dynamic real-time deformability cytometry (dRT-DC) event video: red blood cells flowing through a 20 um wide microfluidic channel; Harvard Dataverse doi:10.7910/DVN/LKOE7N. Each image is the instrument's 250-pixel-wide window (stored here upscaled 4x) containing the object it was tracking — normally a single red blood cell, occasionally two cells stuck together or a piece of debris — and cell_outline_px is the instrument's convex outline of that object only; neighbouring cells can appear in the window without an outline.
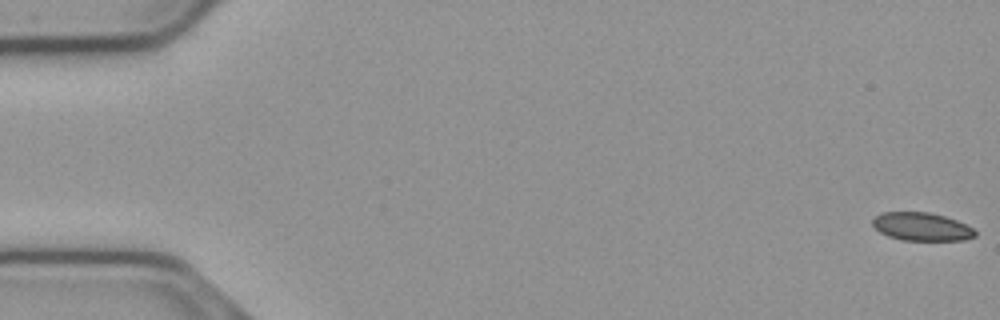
{"species": "common noctule bat (a hibernating species)", "species_latin": "Nyctalus noctula", "temperature_condition": "cold", "stored_images_in_passage": 56, "camera_frame_rate_fps": 3000, "um_per_image_px": 0.085, "animal": {"sex": "male", "body_mass_g": 23.1, "forearm_length_mm": 52.7}, "frame": {"image": 1, "passage_image": 1, "time_ms": 0.0, "image_size_px": [1000, 320], "cell_outline_px": [[976, 236], [964, 240], [904, 240], [888, 236], [880, 232], [872, 224], [872, 220], [880, 212], [928, 212], [944, 216], [956, 220], [972, 228], [976, 232]], "centroid_in_image_um": [78.33, 19.26], "position_along_channel_um": 6.7, "area_um2": 16.7}}
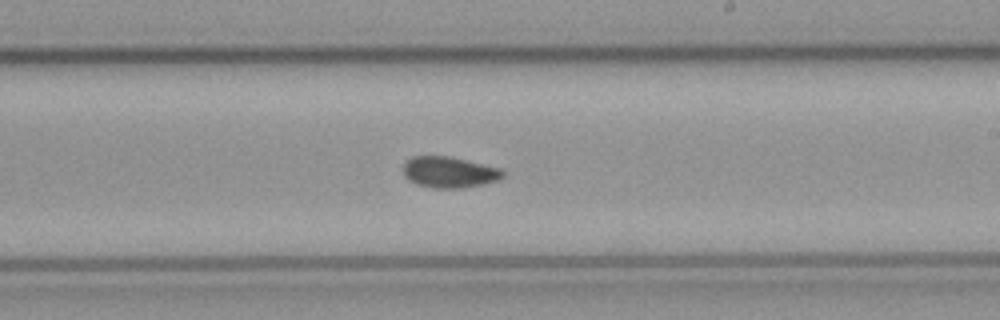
{"frame": {"image": 2, "passage_image": 33, "time_ms": 10.667, "image_size_px": [1000, 320], "cell_outline_px": [[504, 176], [496, 180], [484, 184], [460, 188], [432, 188], [416, 184], [408, 180], [404, 176], [404, 164], [412, 156], [448, 156], [500, 168], [504, 172]], "centroid_in_image_um": [38.16, 14.64], "position_along_channel_um": 250.8, "area_um2": 17.92}}
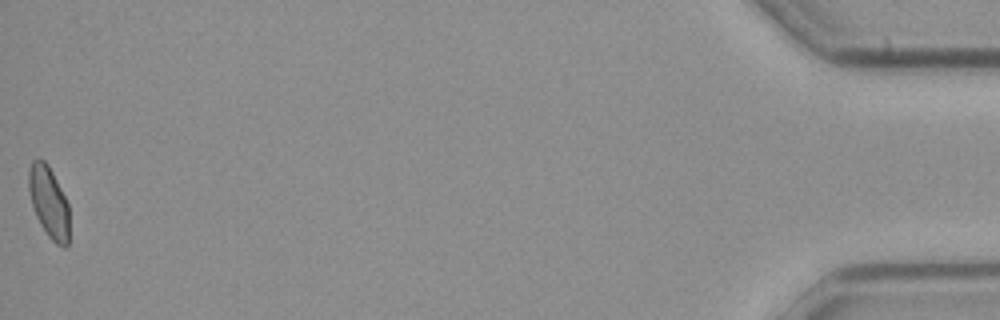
{"frame": {"image": 3, "passage_image": 56, "time_ms": 18.333, "image_size_px": [1000, 320], "cell_outline_px": [[68, 244], [64, 248], [56, 244], [48, 236], [40, 224], [36, 216], [32, 204], [28, 188], [28, 172], [32, 160], [44, 160], [48, 164], [68, 204]], "centroid_in_image_um": [4.13, 17.19], "position_along_channel_um": 431.1, "area_um2": 16.65}, "authors_computed_cell_mechanics": {"area_um2": 17.6868, "velocity_mm_per_s": 3.7148, "shape_relaxation_time_tau1_ms": null, "shape_relaxation_time_tau2_ms": 2.4446, "deformation_change_tau1": null, "deformation_change_tau2": 0.0577}}